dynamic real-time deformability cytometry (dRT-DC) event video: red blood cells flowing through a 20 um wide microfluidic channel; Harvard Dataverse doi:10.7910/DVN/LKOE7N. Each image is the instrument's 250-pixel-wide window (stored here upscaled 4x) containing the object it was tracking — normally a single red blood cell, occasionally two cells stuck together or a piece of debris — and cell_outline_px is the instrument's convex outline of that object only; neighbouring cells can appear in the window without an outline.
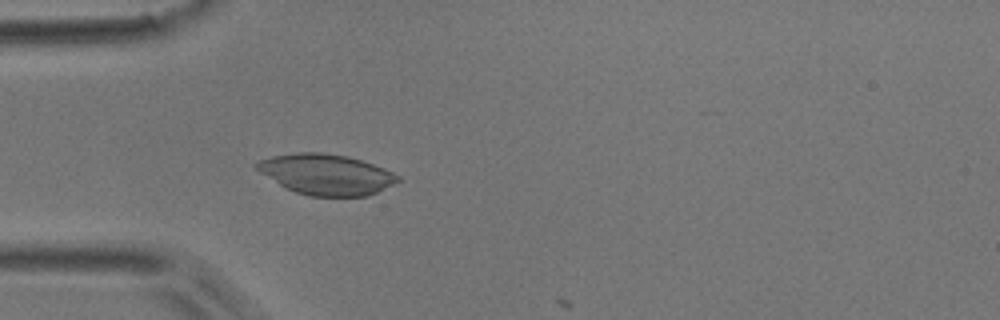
{"species": "common noctule bat (a hibernating species)", "species_latin": "Nyctalus noctula", "temperature_condition": "room temperature", "stored_images_in_passage": 15, "camera_frame_rate_fps": 3000, "um_per_image_px": 0.085, "animal": {"sex": "male", "body_mass_g": 17.9}, "frame": {"image": 1, "passage_image": 14, "time_ms": 4.333, "image_size_px": [1000, 320], "cell_outline_px": [[400, 180], [368, 196], [312, 196], [296, 192], [284, 188], [260, 172], [252, 164], [260, 160], [272, 156], [296, 152], [324, 152], [348, 156], [384, 168], [400, 176]], "centroid_in_image_um": [27.69, 14.81], "position_along_channel_um": 57.3, "area_um2": 33.35}}